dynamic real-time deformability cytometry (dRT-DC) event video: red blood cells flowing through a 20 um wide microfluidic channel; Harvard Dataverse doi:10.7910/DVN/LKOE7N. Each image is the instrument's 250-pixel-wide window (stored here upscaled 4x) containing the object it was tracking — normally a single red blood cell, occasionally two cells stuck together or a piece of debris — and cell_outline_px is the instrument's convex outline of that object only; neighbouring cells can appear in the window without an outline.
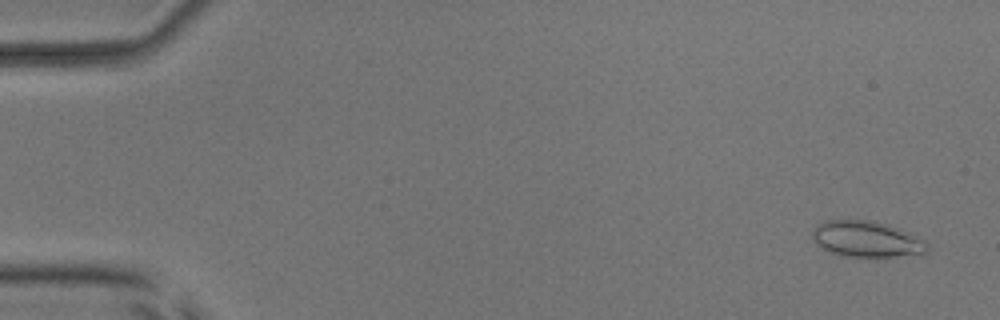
{"species": "common noctule bat (a hibernating species)", "species_latin": "Nyctalus noctula", "temperature_condition": "room temperature", "stored_images_in_passage": 44, "camera_frame_rate_fps": 3000, "um_per_image_px": 0.085, "animal": {"sex": "male", "body_mass_g": 17.9, "forearm_length_mm": 54.2}, "frame": {"image": 1, "passage_image": 3, "time_ms": 0.667, "image_size_px": [1000, 320], "cell_outline_px": [[928, 252], [892, 256], [840, 256], [820, 248], [816, 244], [812, 236], [812, 228], [816, 224], [824, 220], [872, 220], [888, 224], [928, 244]], "centroid_in_image_um": [73.53, 20.31], "position_along_channel_um": 11.5, "area_um2": 23.76}}
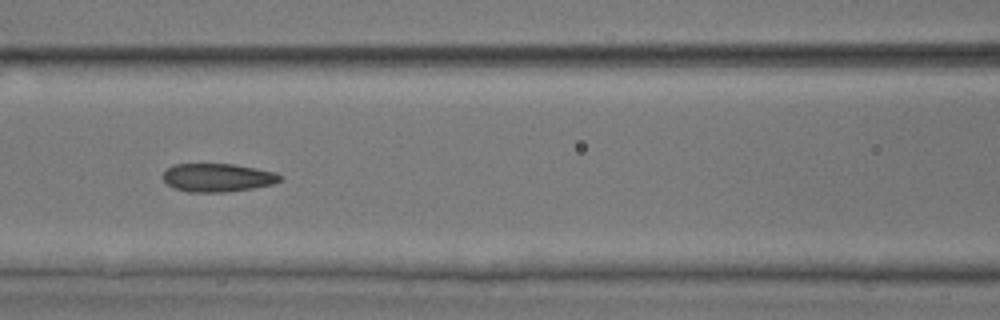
{"frame": {"image": 2, "passage_image": 25, "time_ms": 8.0, "image_size_px": [1000, 320], "cell_outline_px": [[284, 176], [280, 180], [272, 184], [252, 188], [224, 192], [188, 192], [172, 188], [164, 180], [164, 172], [172, 164], [232, 164], [256, 168], [276, 172]], "centroid_in_image_um": [18.5, 15.09], "position_along_channel_um": 148.1, "area_um2": 19.31}}
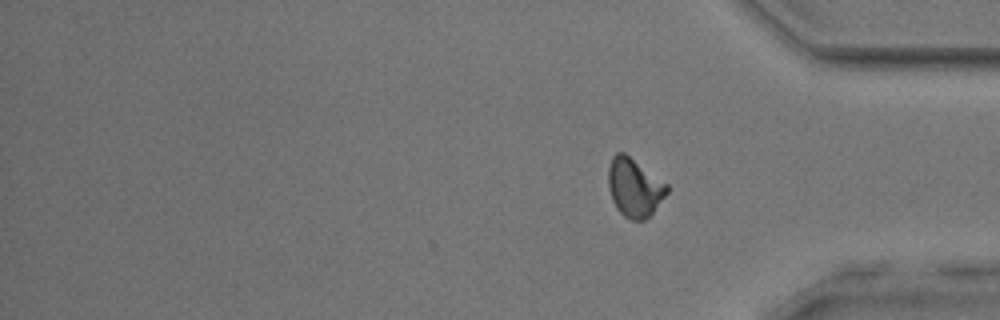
{"frame": {"image": 3, "passage_image": 44, "time_ms": 14.333, "image_size_px": [1000, 320], "cell_outline_px": [[668, 192], [652, 212], [644, 220], [632, 220], [624, 216], [616, 208], [612, 200], [608, 188], [608, 168], [612, 156], [616, 152], [624, 152], [668, 184]], "centroid_in_image_um": [53.9, 15.92], "position_along_channel_um": 381.3, "area_um2": 19.94}, "authors_computed_cell_mechanics": {"area_um2": 20.23, "velocity_mm_per_s": 3.7928, "shape_relaxation_time_tau1_ms": 7.5519, "shape_relaxation_time_tau2_ms": 1.3782, "deformation_change_tau1": 0.1548, "deformation_change_tau2": 0.0721}}